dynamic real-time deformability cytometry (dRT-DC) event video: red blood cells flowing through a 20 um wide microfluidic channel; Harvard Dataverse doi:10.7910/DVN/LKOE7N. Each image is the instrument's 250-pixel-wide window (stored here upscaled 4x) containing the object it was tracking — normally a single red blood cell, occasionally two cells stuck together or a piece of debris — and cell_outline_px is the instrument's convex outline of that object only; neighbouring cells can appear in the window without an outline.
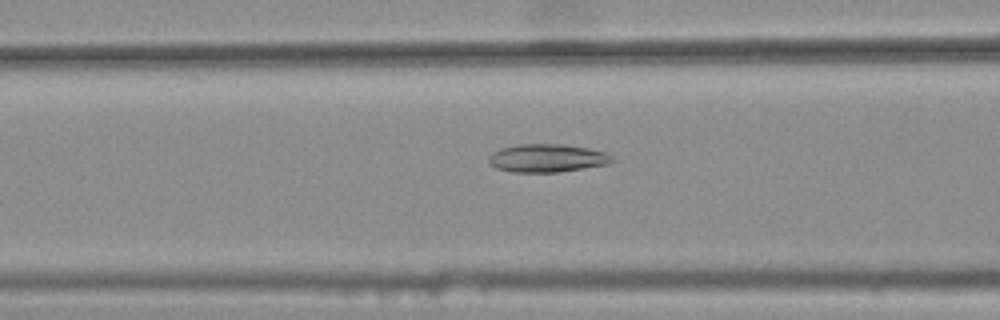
{"species": "common noctule bat (a hibernating species)", "species_latin": "Nyctalus noctula", "temperature_condition": "warm", "stored_images_in_passage": 47, "camera_frame_rate_fps": 3000, "um_per_image_px": 0.085, "animal": {"sex": "female", "body_mass_g": 25.1}, "frame": {"image": 1, "passage_image": 21, "time_ms": 6.667, "image_size_px": [1000, 320], "cell_outline_px": [[616, 160], [608, 164], [556, 172], [512, 172], [496, 168], [488, 160], [488, 156], [492, 152], [500, 148], [520, 144], [560, 144], [588, 148], [604, 152], [612, 156]], "centroid_in_image_um": [46.49, 13.43], "position_along_channel_um": 120.1, "area_um2": 20.11}}
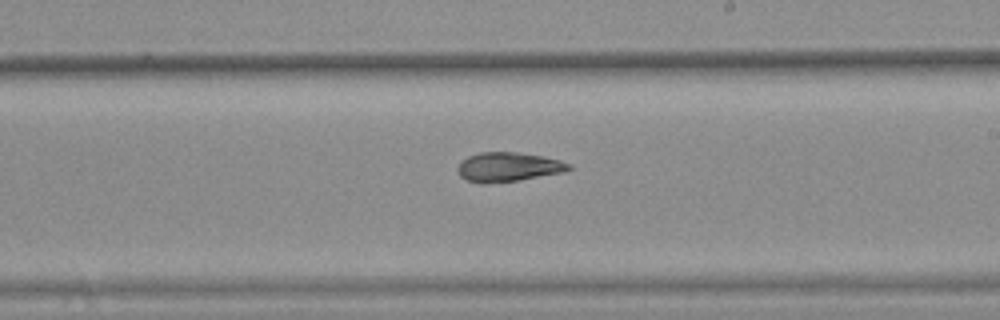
{"frame": {"image": 2, "passage_image": 31, "time_ms": 10.0, "image_size_px": [1000, 320], "cell_outline_px": [[572, 168], [564, 172], [516, 180], [484, 184], [480, 184], [468, 180], [460, 176], [456, 168], [460, 160], [468, 156], [480, 152], [516, 152], [544, 156], [560, 160], [572, 164]], "centroid_in_image_um": [43.18, 14.18], "position_along_channel_um": 245.8, "area_um2": 19.07}}
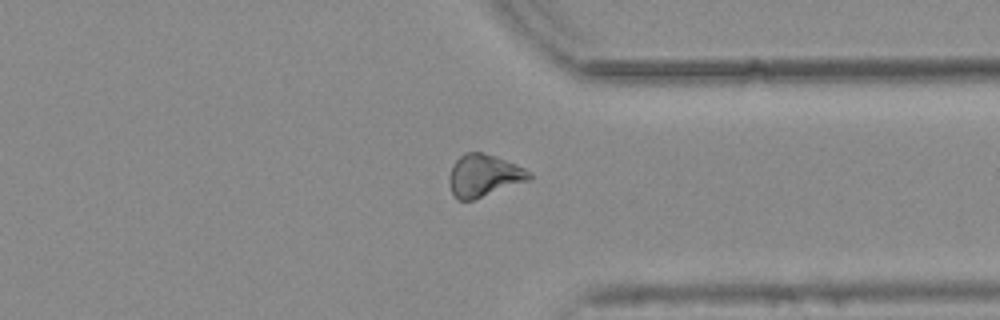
{"frame": {"image": 3, "passage_image": 41, "time_ms": 13.333, "image_size_px": [1000, 320], "cell_outline_px": [[532, 180], [472, 200], [456, 200], [452, 192], [448, 180], [448, 176], [452, 164], [464, 152], [480, 152], [496, 156], [524, 168], [532, 172]], "centroid_in_image_um": [41.13, 14.92], "position_along_channel_um": 370.3, "area_um2": 19.94}, "authors_computed_cell_mechanics": {"area_um2": 19.4786, "velocity_mm_per_s": 3.7808, "shape_relaxation_time_tau1_ms": null, "shape_relaxation_time_tau2_ms": 3.5533, "deformation_change_tau1": null, "deformation_change_tau2": 0.0894}}